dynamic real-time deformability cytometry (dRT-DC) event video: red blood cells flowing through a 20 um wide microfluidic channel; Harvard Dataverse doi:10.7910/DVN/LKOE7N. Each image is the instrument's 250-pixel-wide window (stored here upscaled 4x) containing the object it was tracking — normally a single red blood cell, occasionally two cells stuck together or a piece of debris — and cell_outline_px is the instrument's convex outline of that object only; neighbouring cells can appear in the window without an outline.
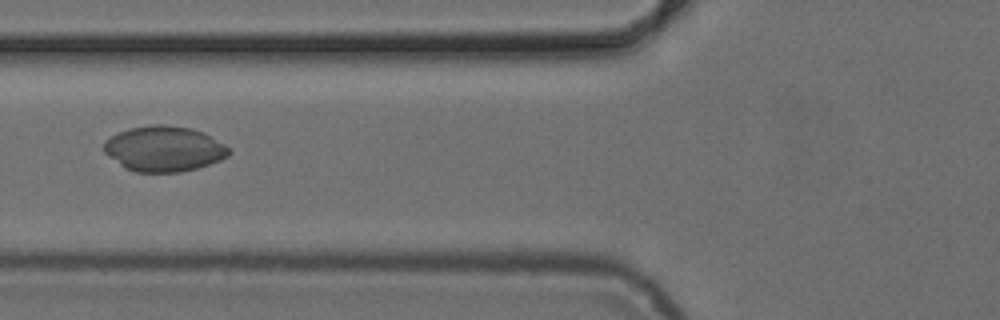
{"species": "common noctule bat (a hibernating species)", "species_latin": "Nyctalus noctula", "temperature_condition": "cold", "stored_images_in_passage": 10, "camera_frame_rate_fps": 3000, "um_per_image_px": 0.085, "animal": {"sex": "female", "body_mass_g": 24.6, "forearm_length_mm": 56.2}, "frame": {"image": 1, "passage_image": 6, "time_ms": 7.0, "image_size_px": [1000, 320], "cell_outline_px": [[232, 152], [228, 156], [220, 160], [196, 168], [180, 172], [136, 172], [124, 168], [108, 156], [104, 152], [104, 140], [120, 132], [132, 128], [152, 124], [164, 124], [192, 128], [204, 132], [224, 144]], "centroid_in_image_um": [13.94, 12.64], "position_along_channel_um": 111.9, "area_um2": 33.06}}
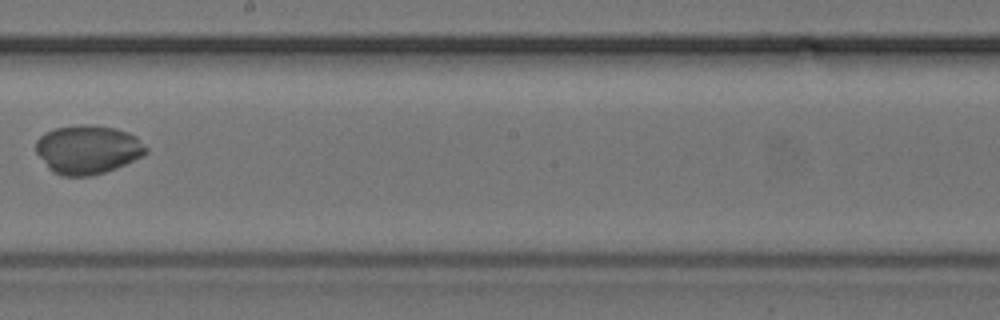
{"frame": {"image": 2, "passage_image": 9, "time_ms": 10.333, "image_size_px": [1000, 320], "cell_outline_px": [[148, 152], [144, 156], [116, 168], [92, 176], [60, 176], [52, 172], [48, 168], [36, 152], [36, 140], [40, 136], [56, 128], [84, 124], [88, 124], [116, 128], [128, 132], [136, 136], [148, 148]], "centroid_in_image_um": [7.48, 12.72], "position_along_channel_um": 240.7, "area_um2": 31.44}}
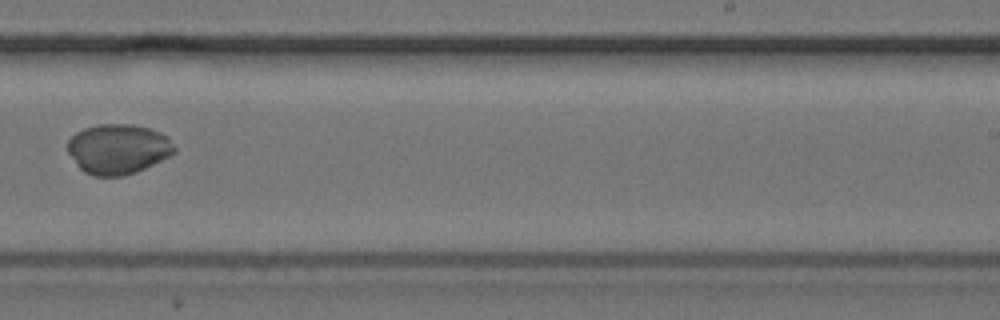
{"frame": {"image": 3, "passage_image": 10, "time_ms": 11.333, "image_size_px": [1000, 320], "cell_outline_px": [[176, 152], [136, 172], [124, 176], [92, 176], [84, 172], [76, 164], [68, 152], [68, 140], [76, 132], [84, 128], [100, 124], [132, 124], [148, 128], [160, 132], [168, 136], [176, 148]], "centroid_in_image_um": [10.03, 12.66], "position_along_channel_um": 279.0, "area_um2": 31.1}}